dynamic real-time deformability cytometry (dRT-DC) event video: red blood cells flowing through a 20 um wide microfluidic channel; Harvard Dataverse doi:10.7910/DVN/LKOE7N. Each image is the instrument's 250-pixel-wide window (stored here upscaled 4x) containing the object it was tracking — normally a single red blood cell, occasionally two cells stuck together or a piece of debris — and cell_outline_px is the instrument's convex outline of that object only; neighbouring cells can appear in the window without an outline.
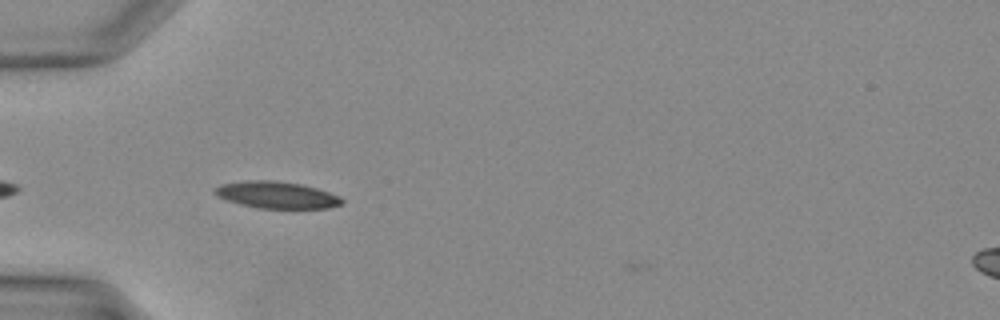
{"species": "Egyptian fruit bat (a non-hibernating species)", "species_latin": "Rousettus aegyptiacus", "temperature_condition": "warm", "stored_images_in_passage": 18, "camera_frame_rate_fps": 3000, "um_per_image_px": 0.085, "animal": {"sex": "female"}, "frame": {"image": 1, "passage_image": 1, "time_ms": 0.0, "image_size_px": [1000, 320], "cell_outline_px": [[344, 204], [328, 208], [260, 208], [240, 204], [228, 200], [220, 196], [216, 192], [216, 188], [220, 184], [244, 180], [276, 180], [300, 184], [316, 188], [340, 196], [344, 200]], "centroid_in_image_um": [23.57, 16.56], "position_along_channel_um": 61.4, "area_um2": 19.71}}